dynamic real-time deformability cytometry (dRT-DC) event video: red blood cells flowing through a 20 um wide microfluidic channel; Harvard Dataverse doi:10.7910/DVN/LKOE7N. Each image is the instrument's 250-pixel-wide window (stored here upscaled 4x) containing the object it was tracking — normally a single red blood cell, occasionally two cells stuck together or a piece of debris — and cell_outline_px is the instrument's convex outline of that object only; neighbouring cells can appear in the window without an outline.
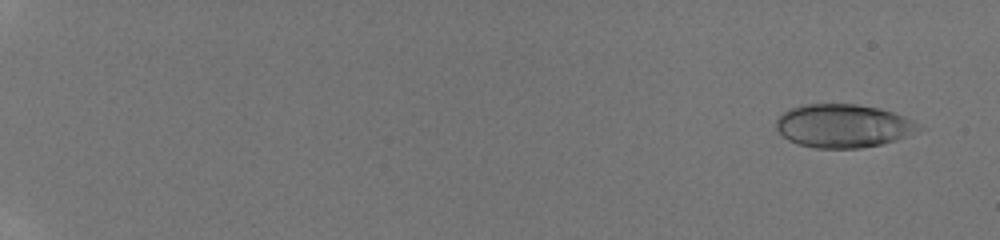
{"species": "human", "species_latin": "Homo sapiens", "temperature_condition": "room temperature", "stored_images_in_passage": 66, "camera_frame_rate_fps": 3000, "um_per_image_px": 0.085, "donor": {"sex": "male"}, "frame": {"image": 1, "passage_image": 2, "time_ms": 0.333, "image_size_px": [1000, 240], "cell_outline_px": [[916, 128], [904, 136], [896, 140], [880, 144], [860, 148], [816, 148], [800, 144], [788, 140], [776, 128], [776, 120], [788, 108], [804, 104], [856, 104], [880, 108], [904, 116], [916, 124]], "centroid_in_image_um": [71.58, 10.68], "position_along_channel_um": 13.4, "area_um2": 35.37}}
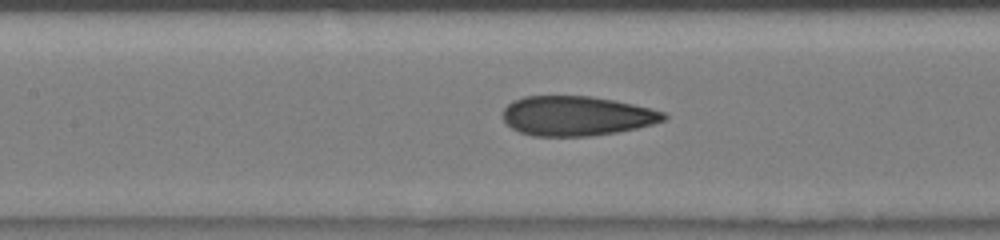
{"frame": {"image": 2, "passage_image": 35, "time_ms": 9.0, "image_size_px": [1000, 240], "cell_outline_px": [[668, 116], [664, 120], [652, 124], [636, 128], [616, 132], [588, 136], [532, 136], [520, 132], [512, 128], [504, 120], [504, 108], [512, 100], [524, 96], [592, 96], [632, 104], [664, 112]], "centroid_in_image_um": [48.98, 9.85], "position_along_channel_um": 158.4, "area_um2": 36.93}}
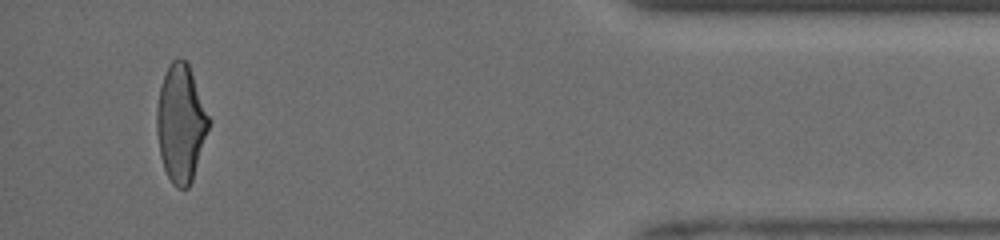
{"frame": {"image": 3, "passage_image": 63, "time_ms": 16.333, "image_size_px": [1000, 240], "cell_outline_px": [[212, 120], [192, 180], [188, 188], [176, 188], [172, 184], [164, 168], [160, 156], [156, 132], [156, 108], [160, 88], [168, 64], [172, 60], [180, 56], [188, 64]], "centroid_in_image_um": [15.37, 10.47], "position_along_channel_um": 419.8, "area_um2": 35.89}, "authors_computed_cell_mechanics": {"area_um2": 36.5585, "velocity_mm_per_s": 4.1699, "shape_relaxation_time_tau1_ms": 7.8178, "shape_relaxation_time_tau2_ms": 0.8643, "deformation_change_tau1": 0.2381, "deformation_change_tau2": 0.0703}}